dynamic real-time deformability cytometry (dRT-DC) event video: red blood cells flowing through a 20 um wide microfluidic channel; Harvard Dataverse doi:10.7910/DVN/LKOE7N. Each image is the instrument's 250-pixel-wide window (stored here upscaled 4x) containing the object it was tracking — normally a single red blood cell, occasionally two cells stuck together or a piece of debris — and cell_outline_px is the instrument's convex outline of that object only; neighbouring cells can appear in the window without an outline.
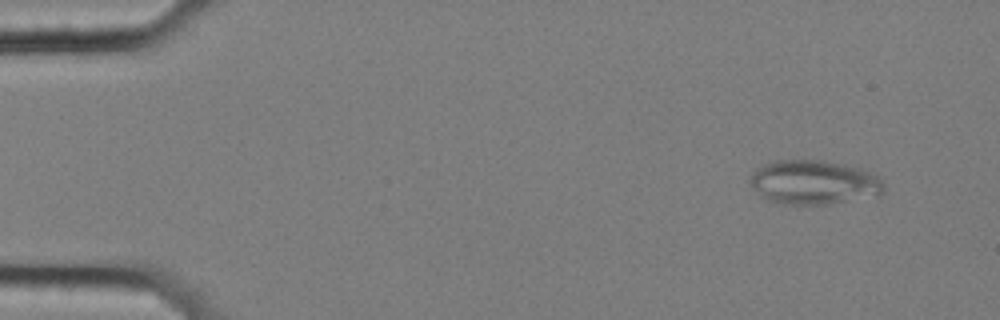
{"species": "common noctule bat (a hibernating species)", "species_latin": "Nyctalus noctula", "temperature_condition": "cold", "stored_images_in_passage": 54, "camera_frame_rate_fps": 3000, "um_per_image_px": 0.085, "animal": {"sex": "female", "body_mass_g": 25.1}, "frame": {"image": 1, "passage_image": 1, "time_ms": 0.0, "image_size_px": [1000, 320], "cell_outline_px": [[884, 192], [880, 196], [824, 204], [780, 204], [768, 200], [752, 188], [752, 172], [756, 168], [764, 164], [776, 160], [824, 160], [844, 164], [860, 168], [876, 176], [884, 184]], "centroid_in_image_um": [69.19, 15.5], "position_along_channel_um": 15.8, "area_um2": 34.39}}
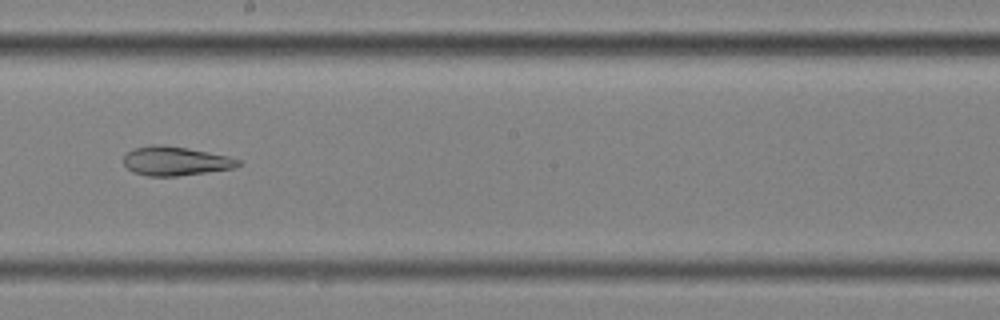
{"frame": {"image": 2, "passage_image": 29, "time_ms": 9.333, "image_size_px": [1000, 320], "cell_outline_px": [[244, 164], [232, 168], [176, 176], [148, 176], [132, 172], [124, 164], [124, 156], [132, 148], [152, 144], [160, 144], [188, 148], [228, 156], [240, 160]], "centroid_in_image_um": [14.89, 13.68], "position_along_channel_um": 233.3, "area_um2": 19.36}}
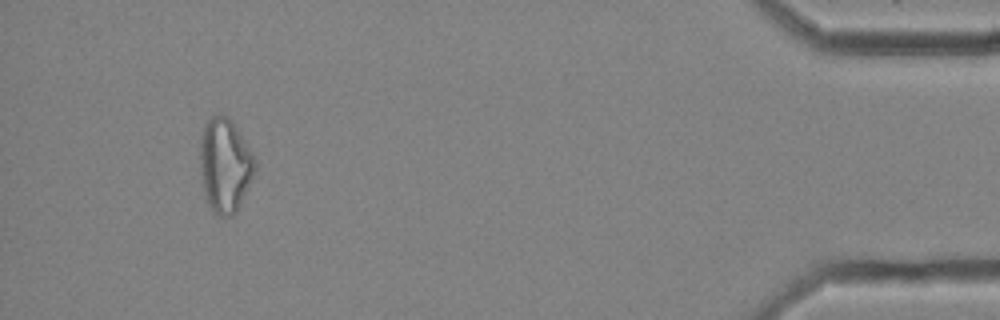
{"frame": {"image": 3, "passage_image": 50, "time_ms": 16.333, "image_size_px": [1000, 320], "cell_outline_px": [[256, 168], [236, 212], [228, 216], [220, 216], [212, 212], [208, 204], [200, 180], [200, 136], [208, 120], [212, 116], [228, 116], [232, 120], [252, 152], [256, 164]], "centroid_in_image_um": [19.09, 14.05], "position_along_channel_um": 416.1, "area_um2": 29.94}, "authors_computed_cell_mechanics": {"area_um2": 25.3164, "velocity_mm_per_s": 3.5319, "shape_relaxation_time_tau1_ms": null, "shape_relaxation_time_tau2_ms": 3.9783, "deformation_change_tau1": null, "deformation_change_tau2": 0.1246}}